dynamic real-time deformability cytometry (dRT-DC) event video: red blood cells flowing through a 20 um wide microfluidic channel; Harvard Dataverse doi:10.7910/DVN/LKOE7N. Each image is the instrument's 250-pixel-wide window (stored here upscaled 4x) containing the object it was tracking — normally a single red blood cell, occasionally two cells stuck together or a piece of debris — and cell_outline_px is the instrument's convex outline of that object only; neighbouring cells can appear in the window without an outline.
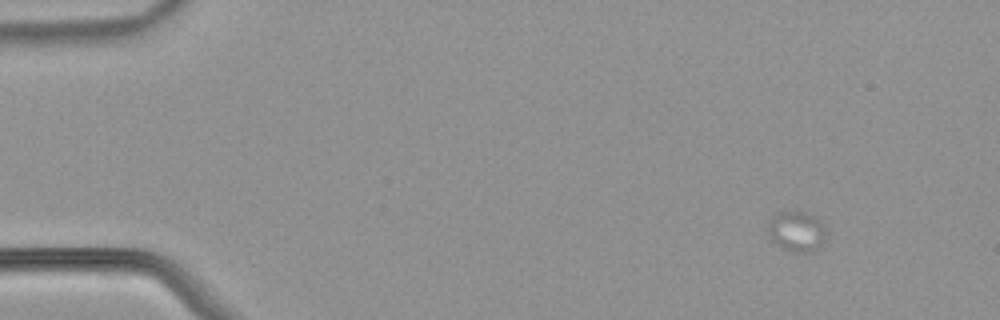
{"species": "common noctule bat (a hibernating species)", "species_latin": "Nyctalus noctula", "temperature_condition": "warm", "stored_images_in_passage": 20, "camera_frame_rate_fps": 3000, "um_per_image_px": 0.085, "animal": {"sex": "male", "body_mass_g": 21.5, "forearm_length_mm": 52.0}, "frame": {"image": 1, "passage_image": 1, "time_ms": 0.0, "image_size_px": [1000, 320], "cell_outline_px": [[824, 236], [820, 244], [808, 252], [792, 252], [784, 248], [772, 240], [764, 228], [768, 220], [772, 216], [780, 212], [804, 212], [816, 216], [820, 220], [824, 228]], "centroid_in_image_um": [67.63, 19.63], "position_along_channel_um": 17.4, "area_um2": 13.47}}